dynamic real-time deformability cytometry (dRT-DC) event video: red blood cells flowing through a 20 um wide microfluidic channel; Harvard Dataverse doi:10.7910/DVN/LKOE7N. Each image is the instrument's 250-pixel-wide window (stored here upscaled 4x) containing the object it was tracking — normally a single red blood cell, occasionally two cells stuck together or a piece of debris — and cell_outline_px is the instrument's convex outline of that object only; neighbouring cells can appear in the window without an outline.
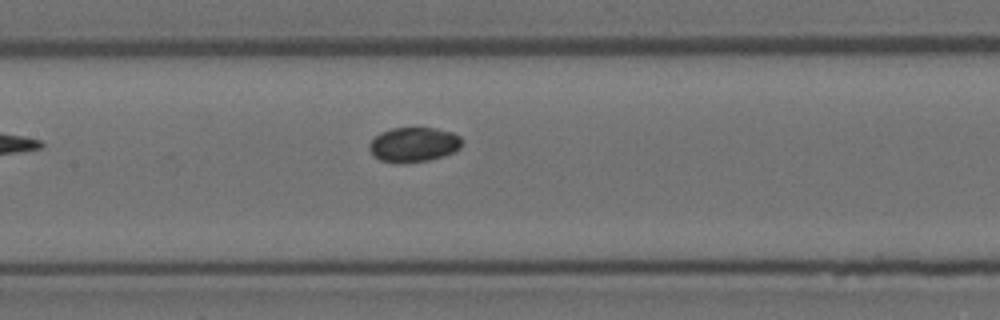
{"species": "Egyptian fruit bat (a non-hibernating species)", "species_latin": "Rousettus aegyptiacus", "temperature_condition": "room temperature", "stored_images_in_passage": 4, "camera_frame_rate_fps": 3000, "um_per_image_px": 0.085, "animal": {"sex": "female"}, "frame": {"image": 1, "passage_image": 4, "time_ms": 1.0, "image_size_px": [1000, 320], "cell_outline_px": [[464, 140], [460, 148], [452, 152], [428, 160], [380, 160], [368, 148], [368, 144], [380, 132], [392, 128], [436, 128], [452, 132], [460, 136]], "centroid_in_image_um": [35.21, 12.23], "position_along_channel_um": 172.2, "area_um2": 18.03}}